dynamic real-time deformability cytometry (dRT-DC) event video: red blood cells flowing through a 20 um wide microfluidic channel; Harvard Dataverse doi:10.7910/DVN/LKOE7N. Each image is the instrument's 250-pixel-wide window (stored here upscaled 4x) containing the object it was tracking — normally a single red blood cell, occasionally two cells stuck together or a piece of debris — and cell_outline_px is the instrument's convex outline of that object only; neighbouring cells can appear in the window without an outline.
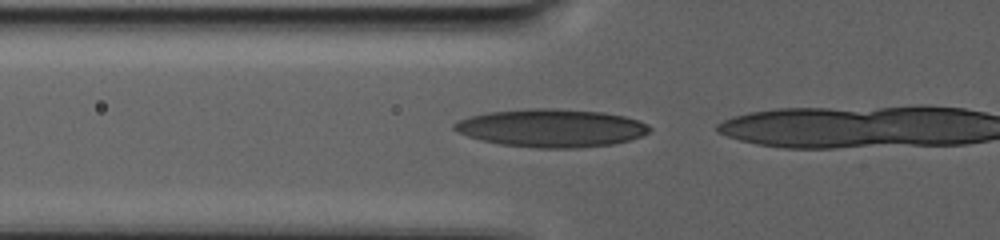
{"species": "human", "species_latin": "Homo sapiens", "temperature_condition": "warm", "stored_images_in_passage": 4, "camera_frame_rate_fps": 3000, "um_per_image_px": 0.085, "donor": {"sex": "male"}, "frame": {"image": 1, "passage_image": 2, "time_ms": 0.333, "image_size_px": [1000, 240], "cell_outline_px": [[652, 128], [648, 132], [640, 136], [628, 140], [612, 144], [576, 148], [536, 148], [500, 144], [480, 140], [456, 132], [452, 128], [452, 124], [456, 120], [468, 116], [488, 112], [528, 108], [556, 108], [604, 112], [624, 116], [640, 120], [648, 124]], "centroid_in_image_um": [46.82, 10.87], "position_along_channel_um": 79.0, "area_um2": 43.64}}